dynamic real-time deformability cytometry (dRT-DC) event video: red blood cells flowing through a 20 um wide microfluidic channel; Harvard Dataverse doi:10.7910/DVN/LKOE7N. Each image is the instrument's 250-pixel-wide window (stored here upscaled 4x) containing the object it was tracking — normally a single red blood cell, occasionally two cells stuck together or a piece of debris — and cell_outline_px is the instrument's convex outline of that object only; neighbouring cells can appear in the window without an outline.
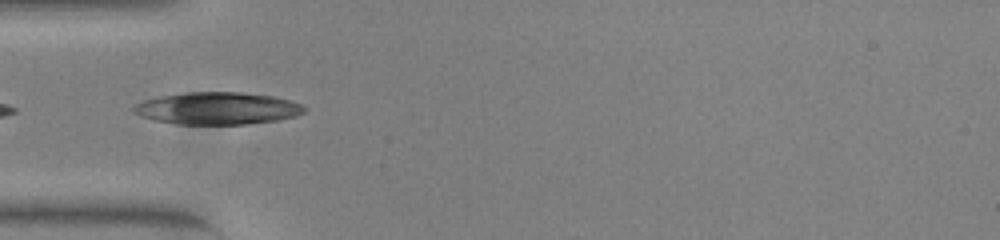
{"species": "common noctule bat (a hibernating species)", "species_latin": "Nyctalus noctula", "temperature_condition": "warm", "stored_images_in_passage": 29, "camera_frame_rate_fps": 3000, "um_per_image_px": 0.085, "animal": {"sex": "female", "body_mass_g": 23.0, "forearm_length_mm": 53.4}, "frame": {"image": 1, "passage_image": 1, "time_ms": 0.0, "image_size_px": [1000, 240], "cell_outline_px": [[304, 112], [296, 116], [276, 120], [248, 124], [176, 124], [156, 120], [140, 116], [132, 112], [132, 108], [136, 104], [144, 100], [160, 96], [188, 92], [240, 92], [272, 96], [288, 100], [300, 104], [304, 108]], "centroid_in_image_um": [18.44, 9.21], "position_along_channel_um": 66.6, "area_um2": 31.85}, "authors_computed_cell_mechanics": {"area_um2": 18.5538, "velocity_mm_per_s": 3.9252, "shape_relaxation_time_tau1_ms": null, "shape_relaxation_time_tau2_ms": 1.5637, "deformation_change_tau1": null, "deformation_change_tau2": 0.0502}}